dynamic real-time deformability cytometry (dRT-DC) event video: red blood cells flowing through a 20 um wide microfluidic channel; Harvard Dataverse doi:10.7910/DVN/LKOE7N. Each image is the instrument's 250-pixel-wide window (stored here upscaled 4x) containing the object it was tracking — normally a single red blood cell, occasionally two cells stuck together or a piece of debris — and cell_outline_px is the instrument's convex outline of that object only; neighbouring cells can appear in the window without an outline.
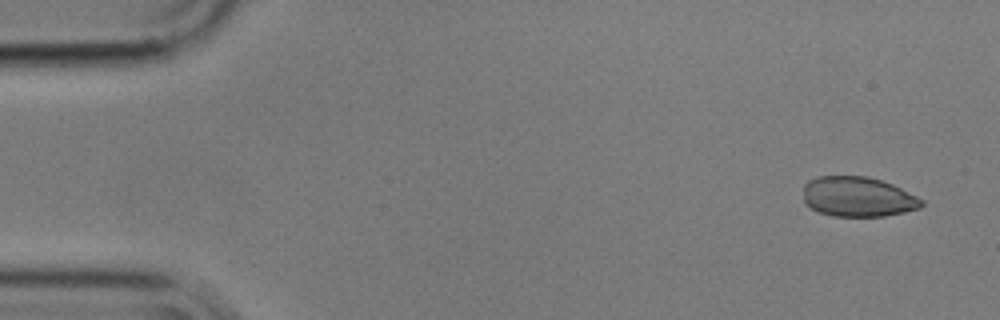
{"species": "common noctule bat (a hibernating species)", "species_latin": "Nyctalus noctula", "temperature_condition": "cold", "stored_images_in_passage": 9, "camera_frame_rate_fps": 3000, "um_per_image_px": 0.085, "animal": {"sex": "male", "body_mass_g": 17.9}, "frame": {"image": 1, "passage_image": 1, "time_ms": 0.0, "image_size_px": [1000, 320], "cell_outline_px": [[924, 204], [920, 208], [904, 212], [884, 216], [832, 216], [820, 212], [804, 204], [804, 184], [808, 180], [820, 176], [868, 176], [892, 184], [924, 200]], "centroid_in_image_um": [72.91, 16.72], "position_along_channel_um": 12.1, "area_um2": 27.57}}
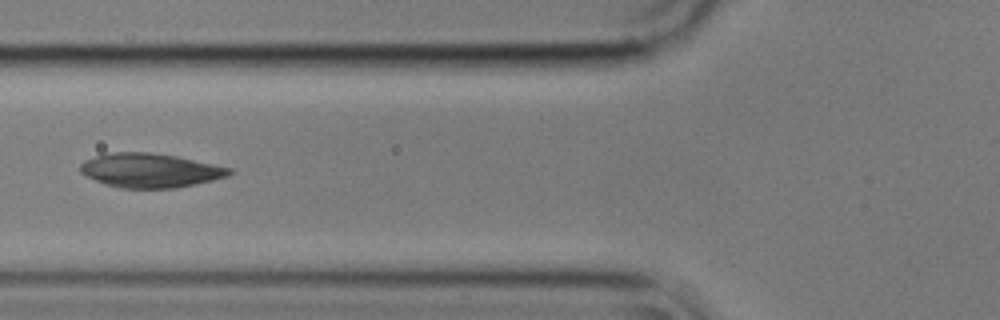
{"frame": {"image": 2, "passage_image": 6, "time_ms": 1.667, "image_size_px": [1000, 320], "cell_outline_px": [[232, 172], [228, 176], [196, 184], [172, 188], [120, 188], [104, 184], [80, 172], [80, 164], [84, 160], [96, 156], [112, 152], [152, 152], [176, 156], [232, 168]], "centroid_in_image_um": [12.75, 14.48], "position_along_channel_um": 113.0, "area_um2": 29.54}}
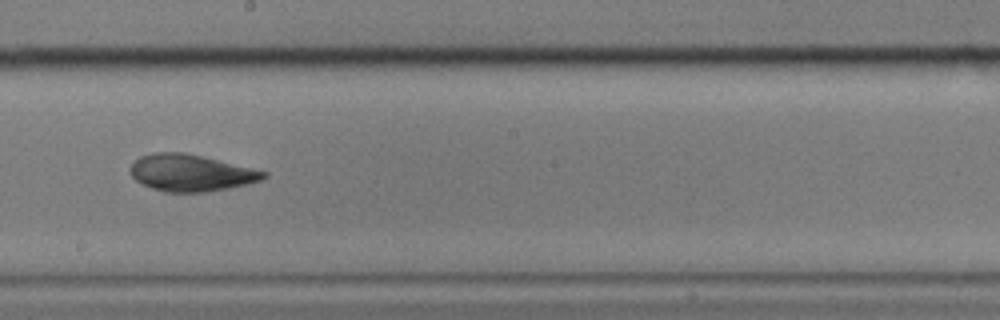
{"frame": {"image": 3, "passage_image": 9, "time_ms": 2.667, "image_size_px": [1000, 320], "cell_outline_px": [[268, 176], [260, 180], [228, 188], [204, 192], [164, 192], [152, 188], [136, 180], [132, 176], [128, 168], [140, 156], [152, 152], [184, 152], [268, 172]], "centroid_in_image_um": [16.18, 14.69], "position_along_channel_um": 232.0, "area_um2": 28.26}}